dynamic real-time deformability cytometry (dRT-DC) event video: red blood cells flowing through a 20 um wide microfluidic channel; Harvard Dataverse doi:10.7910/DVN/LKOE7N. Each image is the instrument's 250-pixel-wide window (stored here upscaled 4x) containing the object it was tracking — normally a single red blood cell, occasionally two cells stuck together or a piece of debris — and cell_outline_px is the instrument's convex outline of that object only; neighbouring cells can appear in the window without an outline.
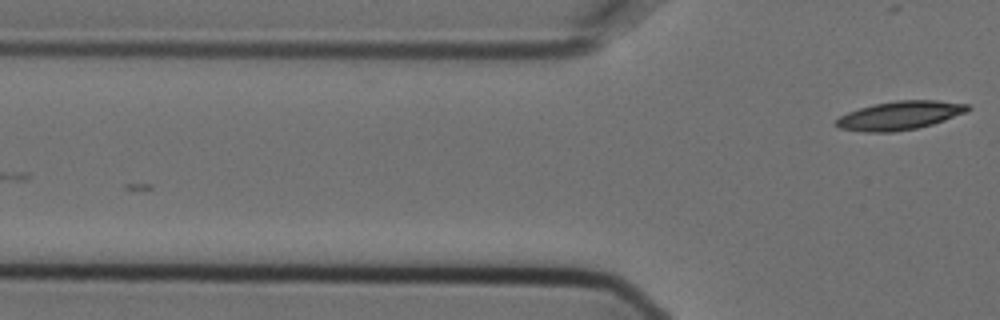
{"species": "Egyptian fruit bat (a non-hibernating species)", "species_latin": "Rousettus aegyptiacus", "temperature_condition": "cold", "stored_images_in_passage": 5, "camera_frame_rate_fps": 3000, "um_per_image_px": 0.085, "animal": {"sex": "female"}, "frame": {"image": 1, "passage_image": 5, "time_ms": 1.333, "image_size_px": [1000, 320], "cell_outline_px": [[972, 108], [964, 112], [944, 120], [932, 124], [916, 128], [892, 132], [864, 132], [840, 128], [832, 124], [840, 116], [848, 112], [860, 108], [876, 104], [896, 100], [936, 100], [968, 104]], "centroid_in_image_um": [76.45, 9.81], "position_along_channel_um": 49.3, "area_um2": 21.73}}